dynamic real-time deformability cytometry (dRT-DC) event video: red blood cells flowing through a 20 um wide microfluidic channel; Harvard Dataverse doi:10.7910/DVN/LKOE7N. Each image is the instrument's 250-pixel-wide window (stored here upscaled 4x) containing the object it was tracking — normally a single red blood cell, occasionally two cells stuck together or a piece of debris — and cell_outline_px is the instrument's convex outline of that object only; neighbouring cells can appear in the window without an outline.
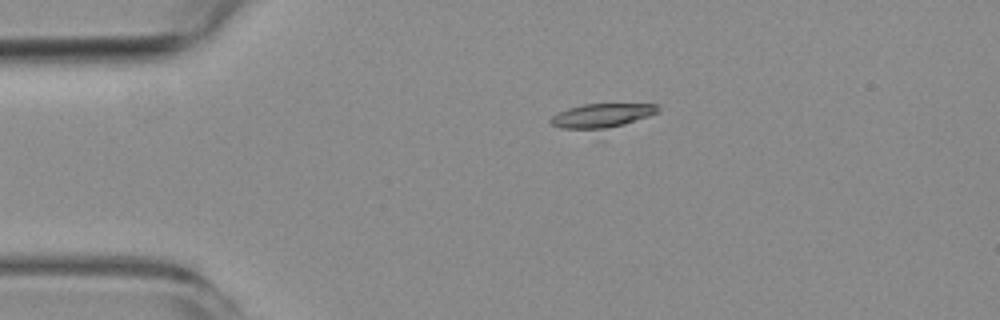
{"species": "common noctule bat (a hibernating species)", "species_latin": "Nyctalus noctula", "temperature_condition": "room temperature", "stored_images_in_passage": 5, "camera_frame_rate_fps": 3000, "um_per_image_px": 0.085, "animal": {"sex": "female", "body_mass_g": 19.3, "forearm_length_mm": 54.1}, "frame": {"image": 1, "passage_image": 5, "time_ms": 7.0, "image_size_px": [1000, 320], "cell_outline_px": [[660, 112], [624, 124], [604, 128], [564, 128], [552, 124], [548, 120], [552, 116], [568, 108], [584, 104], [656, 104], [660, 108]], "centroid_in_image_um": [51.18, 9.8], "position_along_channel_um": 33.8, "area_um2": 14.57}}